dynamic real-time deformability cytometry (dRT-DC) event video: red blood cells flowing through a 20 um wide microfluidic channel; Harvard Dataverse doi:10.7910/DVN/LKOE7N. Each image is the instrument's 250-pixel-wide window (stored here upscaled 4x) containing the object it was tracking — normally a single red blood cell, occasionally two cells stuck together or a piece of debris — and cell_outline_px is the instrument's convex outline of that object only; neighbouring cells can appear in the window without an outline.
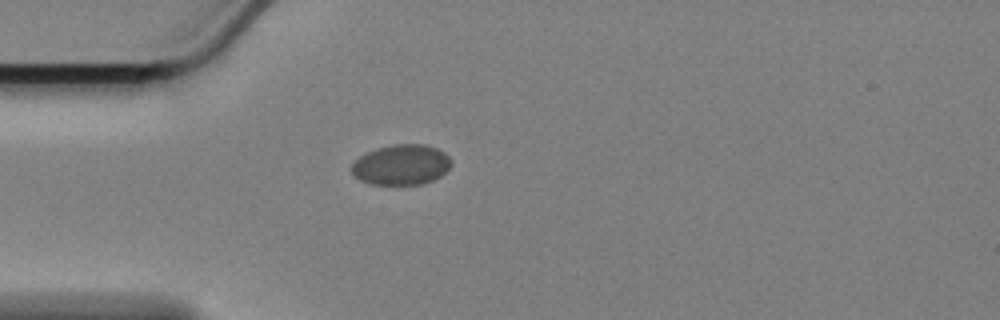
{"species": "Egyptian fruit bat (a non-hibernating species)", "species_latin": "Rousettus aegyptiacus", "temperature_condition": "cold", "stored_images_in_passage": 11, "camera_frame_rate_fps": 3000, "um_per_image_px": 0.085, "animal": {"sex": "female"}, "frame": {"image": 1, "passage_image": 1, "time_ms": 0.0, "image_size_px": [1000, 320], "cell_outline_px": [[452, 164], [440, 176], [432, 180], [420, 184], [372, 184], [360, 180], [352, 172], [352, 164], [360, 156], [376, 148], [392, 144], [424, 144], [436, 148], [444, 152], [452, 160]], "centroid_in_image_um": [34.12, 13.99], "position_along_channel_um": 50.9, "area_um2": 23.24}}
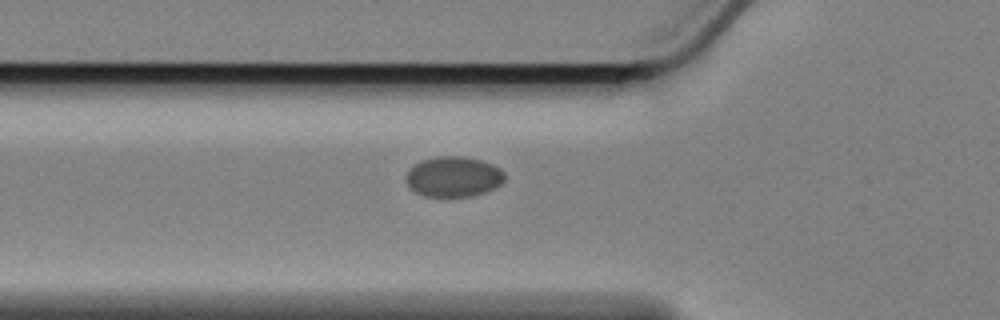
{"frame": {"image": 2, "passage_image": 5, "time_ms": 1.333, "image_size_px": [1000, 320], "cell_outline_px": [[504, 180], [500, 184], [484, 192], [472, 196], [424, 196], [416, 192], [408, 184], [408, 172], [420, 160], [436, 156], [464, 156], [480, 160], [492, 164], [500, 168], [504, 172]], "centroid_in_image_um": [38.57, 15.0], "position_along_channel_um": 87.2, "area_um2": 22.83}}
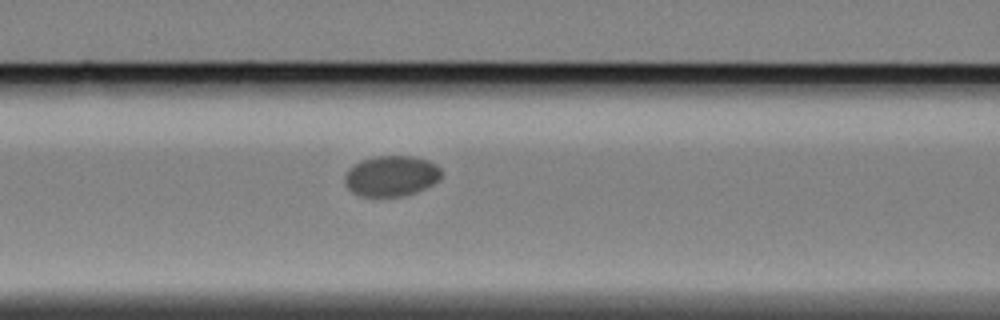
{"frame": {"image": 3, "passage_image": 9, "time_ms": 2.667, "image_size_px": [1000, 320], "cell_outline_px": [[440, 180], [416, 192], [404, 196], [360, 196], [352, 192], [348, 188], [344, 180], [344, 176], [348, 168], [352, 164], [360, 160], [376, 156], [412, 156], [428, 160], [436, 164], [440, 168]], "centroid_in_image_um": [33.23, 14.95], "position_along_channel_um": 133.4, "area_um2": 23.0}}